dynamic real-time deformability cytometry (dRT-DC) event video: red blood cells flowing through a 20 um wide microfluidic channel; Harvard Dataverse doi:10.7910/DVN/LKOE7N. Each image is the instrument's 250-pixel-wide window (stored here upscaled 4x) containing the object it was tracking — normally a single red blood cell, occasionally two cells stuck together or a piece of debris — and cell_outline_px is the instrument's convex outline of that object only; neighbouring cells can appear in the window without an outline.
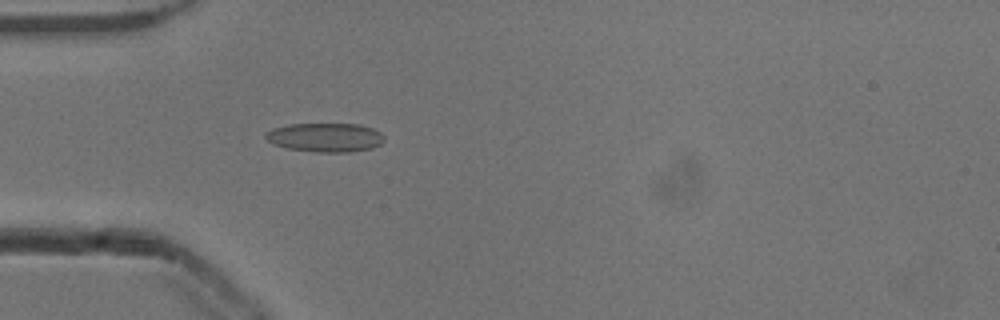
{"species": "common noctule bat (a hibernating species)", "species_latin": "Nyctalus noctula", "temperature_condition": "cold", "stored_images_in_passage": 53, "camera_frame_rate_fps": 3000, "um_per_image_px": 0.085, "animal": {"sex": "male", "body_mass_g": 13.3}, "frame": {"image": 1, "passage_image": 16, "time_ms": 5.0, "image_size_px": [1000, 320], "cell_outline_px": [[384, 140], [380, 144], [372, 148], [352, 152], [316, 152], [284, 148], [268, 140], [264, 136], [272, 128], [288, 124], [360, 124], [372, 128], [380, 132], [384, 136]], "centroid_in_image_um": [27.67, 11.68], "position_along_channel_um": 57.3, "area_um2": 20.06}}
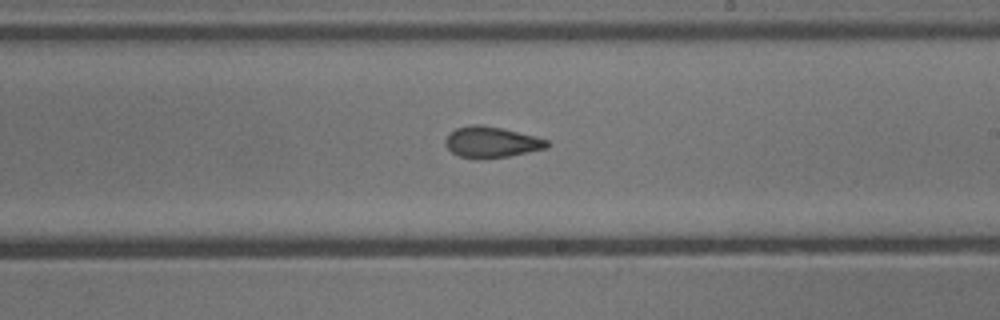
{"frame": {"image": 2, "passage_image": 31, "time_ms": 10.0, "image_size_px": [1000, 320], "cell_outline_px": [[552, 144], [548, 148], [508, 156], [460, 156], [452, 152], [444, 144], [444, 140], [456, 128], [472, 124], [480, 124], [500, 128], [536, 136], [548, 140]], "centroid_in_image_um": [41.83, 12.04], "position_along_channel_um": 247.2, "area_um2": 17.74}}
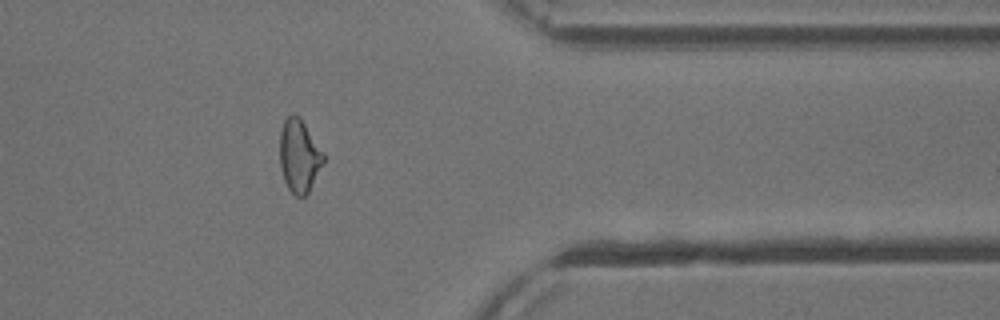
{"frame": {"image": 3, "passage_image": 43, "time_ms": 14.0, "image_size_px": [1000, 320], "cell_outline_px": [[324, 164], [308, 192], [304, 196], [296, 196], [288, 188], [284, 180], [280, 168], [280, 132], [284, 120], [292, 112], [300, 116], [324, 152]], "centroid_in_image_um": [25.44, 13.22], "position_along_channel_um": 386.0, "area_um2": 18.79}, "authors_computed_cell_mechanics": {"area_um2": 18.9584, "velocity_mm_per_s": 3.8553, "shape_relaxation_time_tau1_ms": 11.0184, "shape_relaxation_time_tau2_ms": 1.9842, "deformation_change_tau1": 0.1768, "deformation_change_tau2": 0.0905}}